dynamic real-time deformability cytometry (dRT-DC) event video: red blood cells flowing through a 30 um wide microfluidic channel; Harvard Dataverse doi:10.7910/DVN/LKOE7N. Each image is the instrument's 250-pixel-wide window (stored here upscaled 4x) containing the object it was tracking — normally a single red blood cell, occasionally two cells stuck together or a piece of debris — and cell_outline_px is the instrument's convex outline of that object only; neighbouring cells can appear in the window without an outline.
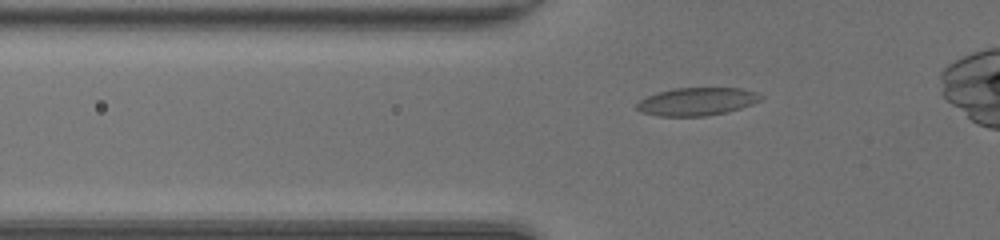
{"species": "common noctule bat (a hibernating species)", "species_latin": "Nyctalus noctula", "temperature_condition": "room temperature", "stored_images_in_passage": 38, "camera_frame_rate_fps": 3000, "um_per_image_px": 0.085, "animal": {"sex": "female", "body_mass_g": 20.0, "forearm_length_mm": 54.0}, "frame": {"image": 1, "passage_image": 9, "time_ms": 2.667, "image_size_px": [1000, 240], "cell_outline_px": [[764, 96], [760, 100], [752, 104], [728, 112], [704, 116], [660, 116], [644, 112], [636, 108], [636, 104], [640, 100], [656, 92], [672, 88], [740, 88], [756, 92]], "centroid_in_image_um": [59.25, 8.62], "position_along_channel_um": 66.6, "area_um2": 20.11}}
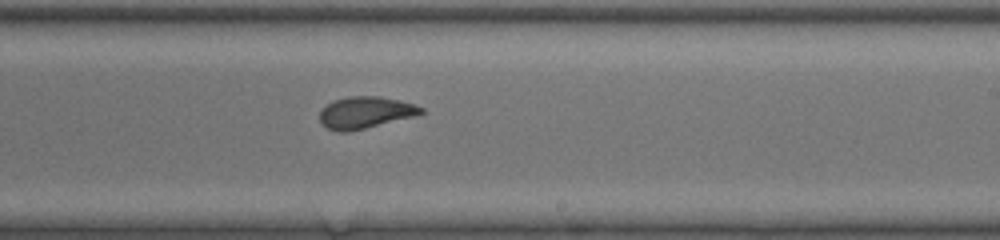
{"frame": {"image": 2, "passage_image": 23, "time_ms": 7.333, "image_size_px": [1000, 240], "cell_outline_px": [[424, 112], [416, 116], [348, 132], [340, 132], [328, 128], [320, 124], [320, 112], [332, 100], [348, 96], [380, 96], [400, 100], [424, 108]], "centroid_in_image_um": [31.05, 9.56], "position_along_channel_um": 257.9, "area_um2": 18.79}}
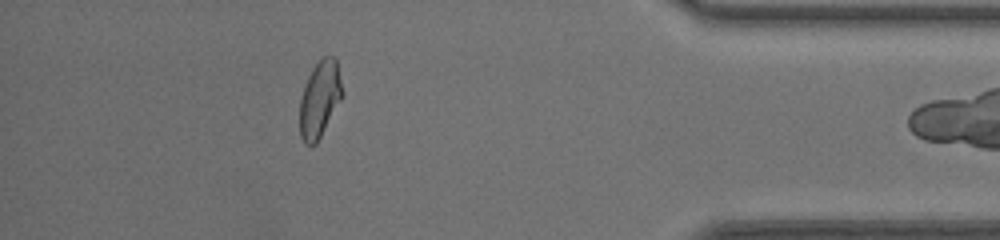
{"frame": {"image": 3, "passage_image": 36, "time_ms": 11.667, "image_size_px": [1000, 240], "cell_outline_px": [[344, 96], [316, 144], [304, 144], [300, 136], [300, 100], [308, 76], [312, 68], [324, 56], [332, 56], [336, 60], [344, 92]], "centroid_in_image_um": [27.2, 8.44], "position_along_channel_um": 408.0, "area_um2": 18.96}}